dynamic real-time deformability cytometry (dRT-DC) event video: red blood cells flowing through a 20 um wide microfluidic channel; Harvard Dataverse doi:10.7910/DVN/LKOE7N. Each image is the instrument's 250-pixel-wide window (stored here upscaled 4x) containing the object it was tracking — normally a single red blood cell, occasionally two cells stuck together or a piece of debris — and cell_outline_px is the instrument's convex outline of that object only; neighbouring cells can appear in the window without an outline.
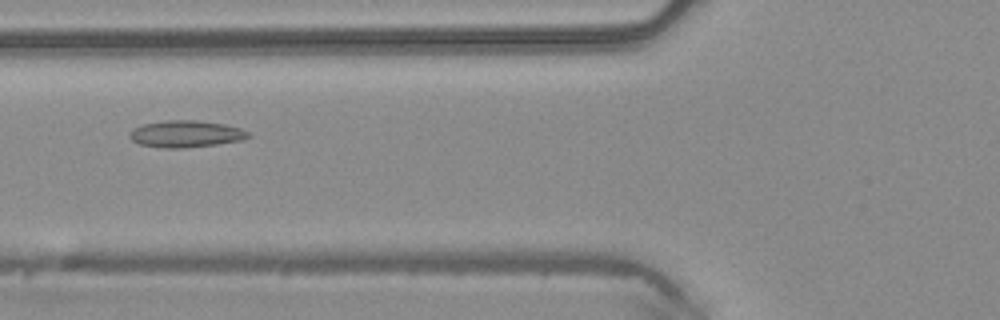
{"species": "common noctule bat (a hibernating species)", "species_latin": "Nyctalus noctula", "temperature_condition": "warm", "stored_images_in_passage": 5, "camera_frame_rate_fps": 3000, "um_per_image_px": 0.085, "animal": {"sex": "male", "body_mass_g": 20.4}, "frame": {"image": 1, "passage_image": 5, "time_ms": 1.333, "image_size_px": [1000, 320], "cell_outline_px": [[252, 136], [244, 140], [216, 144], [184, 148], [164, 148], [140, 144], [132, 140], [128, 136], [128, 132], [132, 128], [140, 124], [168, 120], [196, 120], [224, 124], [240, 128], [248, 132]], "centroid_in_image_um": [15.77, 11.38], "position_along_channel_um": 110.0, "area_um2": 18.73}}